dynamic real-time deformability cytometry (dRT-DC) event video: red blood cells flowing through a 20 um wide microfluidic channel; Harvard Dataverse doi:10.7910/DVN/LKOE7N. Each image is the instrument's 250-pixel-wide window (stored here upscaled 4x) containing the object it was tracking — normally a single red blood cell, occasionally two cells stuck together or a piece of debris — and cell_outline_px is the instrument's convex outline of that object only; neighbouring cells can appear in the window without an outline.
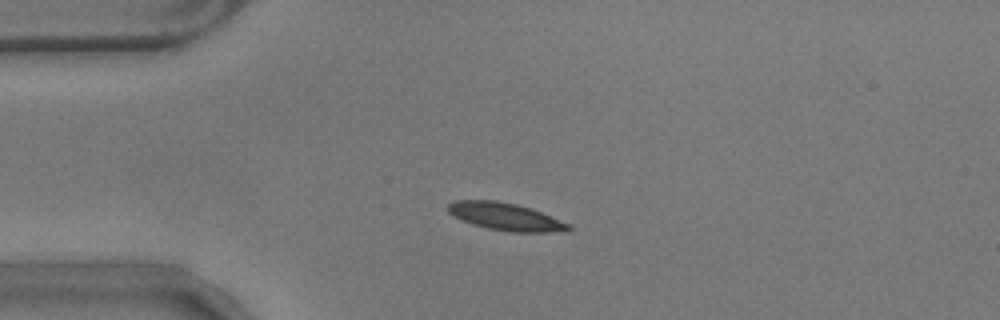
{"species": "common noctule bat (a hibernating species)", "species_latin": "Nyctalus noctula", "temperature_condition": "warm", "stored_images_in_passage": 45, "camera_frame_rate_fps": 3000, "um_per_image_px": 0.085, "animal": {"sex": "male", "body_mass_g": 17.9}, "frame": {"image": 1, "passage_image": 1, "time_ms": 0.0, "image_size_px": [1000, 320], "cell_outline_px": [[572, 228], [568, 232], [512, 232], [488, 228], [472, 224], [448, 212], [448, 204], [452, 200], [496, 200], [516, 204], [532, 208], [568, 224]], "centroid_in_image_um": [42.99, 18.41], "position_along_channel_um": 42.0, "area_um2": 19.19}}
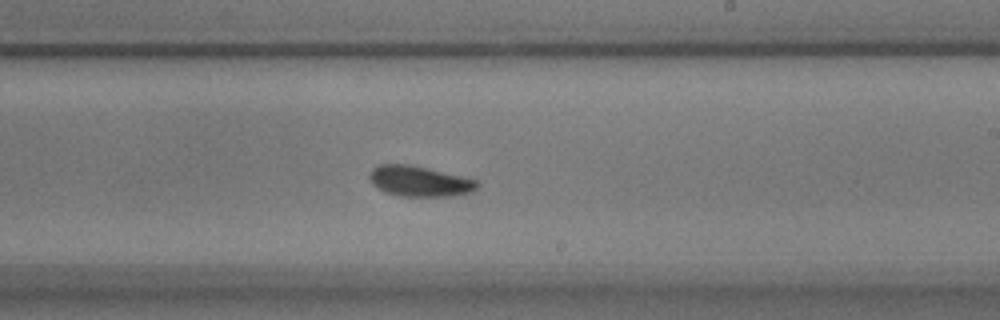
{"frame": {"image": 2, "passage_image": 21, "time_ms": 6.667, "image_size_px": [1000, 320], "cell_outline_px": [[480, 184], [472, 192], [452, 196], [400, 196], [384, 192], [372, 184], [368, 176], [372, 168], [380, 164], [408, 164], [460, 176], [476, 180]], "centroid_in_image_um": [35.62, 15.41], "position_along_channel_um": 253.4, "area_um2": 19.02}}
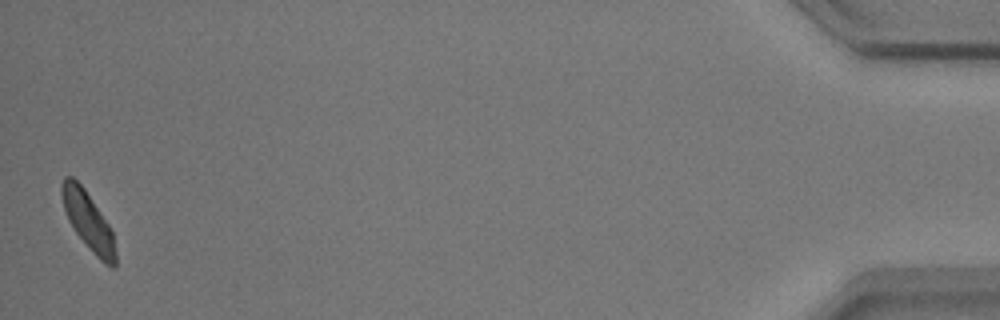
{"frame": {"image": 3, "passage_image": 44, "time_ms": 14.333, "image_size_px": [1000, 320], "cell_outline_px": [[116, 268], [112, 268], [104, 264], [96, 256], [76, 232], [68, 220], [64, 208], [60, 192], [60, 184], [64, 176], [72, 176], [84, 188], [108, 224], [112, 232], [116, 252]], "centroid_in_image_um": [7.48, 18.78], "position_along_channel_um": 427.7, "area_um2": 17.98}, "authors_computed_cell_mechanics": {"area_um2": 18.9584, "velocity_mm_per_s": 3.4918, "shape_relaxation_time_tau1_ms": 2.8054, "shape_relaxation_time_tau2_ms": 3.9624, "deformation_change_tau1": 0.0995, "deformation_change_tau2": 0.0823}}